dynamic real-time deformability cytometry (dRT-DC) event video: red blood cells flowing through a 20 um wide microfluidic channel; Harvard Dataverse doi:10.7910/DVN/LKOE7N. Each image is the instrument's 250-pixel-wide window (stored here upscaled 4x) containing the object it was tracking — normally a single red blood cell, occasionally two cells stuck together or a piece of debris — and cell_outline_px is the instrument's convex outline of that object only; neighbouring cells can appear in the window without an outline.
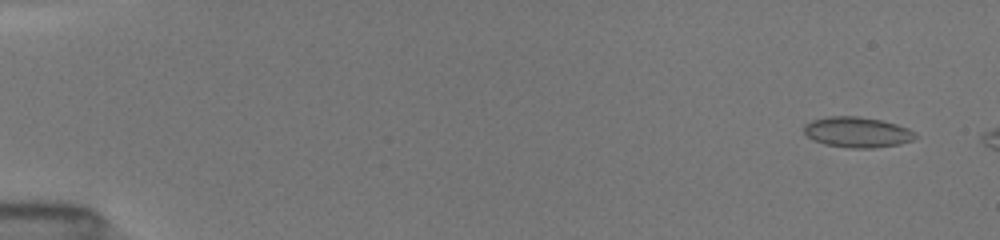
{"species": "common noctule bat (a hibernating species)", "species_latin": "Nyctalus noctula", "temperature_condition": "room temperature", "stored_images_in_passage": 50, "camera_frame_rate_fps": 3000, "um_per_image_px": 0.085, "animal": {"sex": "female", "body_mass_g": 19.5, "forearm_length_mm": 54.1}, "frame": {"image": 1, "passage_image": 3, "time_ms": 0.667, "image_size_px": [1000, 240], "cell_outline_px": [[920, 136], [912, 140], [900, 144], [872, 148], [848, 148], [824, 144], [812, 140], [804, 132], [804, 124], [812, 120], [828, 116], [856, 116], [880, 120], [896, 124], [908, 128], [916, 132]], "centroid_in_image_um": [72.88, 11.24], "position_along_channel_um": 12.1, "area_um2": 19.94}}
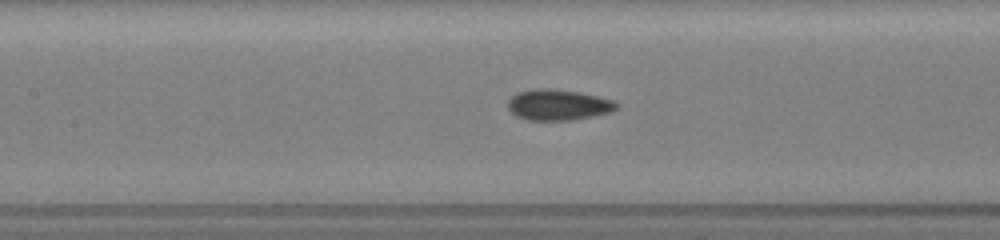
{"frame": {"image": 2, "passage_image": 25, "time_ms": 8.0, "image_size_px": [1000, 240], "cell_outline_px": [[620, 108], [612, 112], [572, 120], [528, 120], [516, 116], [508, 108], [508, 100], [516, 92], [532, 88], [552, 88], [576, 92], [596, 96], [612, 100], [620, 104]], "centroid_in_image_um": [47.44, 8.91], "position_along_channel_um": 160.0, "area_um2": 19.65}}
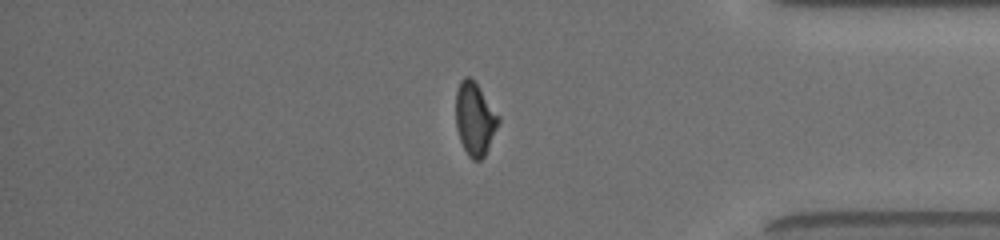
{"frame": {"image": 3, "passage_image": 44, "time_ms": 14.333, "image_size_px": [1000, 240], "cell_outline_px": [[500, 120], [488, 148], [484, 156], [480, 160], [472, 160], [468, 156], [460, 140], [456, 124], [456, 92], [460, 80], [464, 76], [468, 76], [480, 88], [500, 116]], "centroid_in_image_um": [40.36, 10.1], "position_along_channel_um": 394.8, "area_um2": 17.98}}